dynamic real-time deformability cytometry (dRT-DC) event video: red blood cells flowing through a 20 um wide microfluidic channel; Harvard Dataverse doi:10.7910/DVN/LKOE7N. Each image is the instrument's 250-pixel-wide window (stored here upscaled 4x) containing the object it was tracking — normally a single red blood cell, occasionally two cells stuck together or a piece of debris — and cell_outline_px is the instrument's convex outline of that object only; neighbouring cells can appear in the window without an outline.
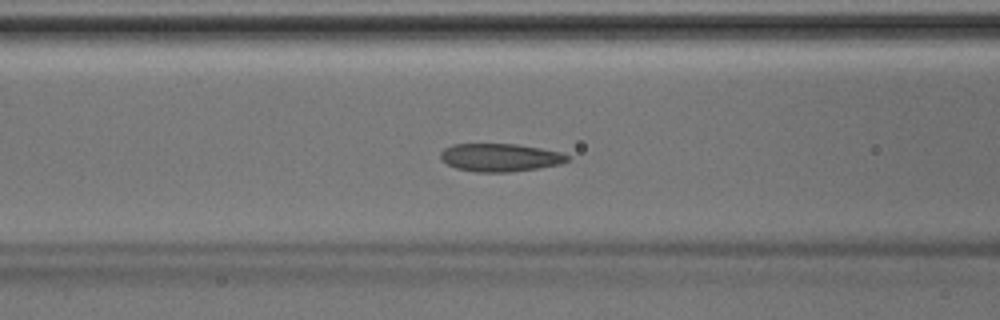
{"species": "Egyptian fruit bat (a non-hibernating species)", "species_latin": "Rousettus aegyptiacus", "temperature_condition": "room temperature", "stored_images_in_passage": 33, "camera_frame_rate_fps": 3000, "um_per_image_px": 0.085, "animal": {"sex": "male"}, "frame": {"image": 1, "passage_image": 6, "time_ms": 1.667, "image_size_px": [1000, 320], "cell_outline_px": [[568, 160], [560, 164], [536, 168], [508, 172], [476, 172], [456, 168], [440, 160], [440, 152], [444, 148], [452, 144], [516, 144], [540, 148], [560, 152], [568, 156]], "centroid_in_image_um": [42.45, 13.38], "position_along_channel_um": 124.1, "area_um2": 20.58}}
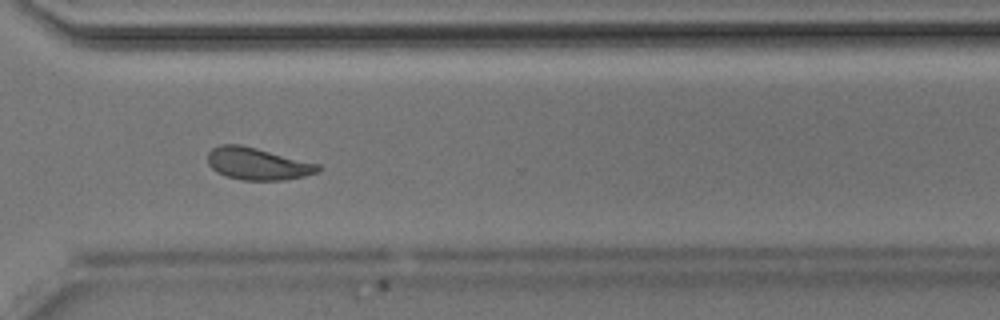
{"frame": {"image": 2, "passage_image": 21, "time_ms": 6.667, "image_size_px": [1000, 320], "cell_outline_px": [[320, 168], [316, 172], [304, 176], [284, 180], [240, 180], [216, 172], [208, 164], [208, 152], [212, 148], [220, 144], [240, 144], [320, 164]], "centroid_in_image_um": [21.86, 13.91], "position_along_channel_um": 348.7, "area_um2": 20.58}}
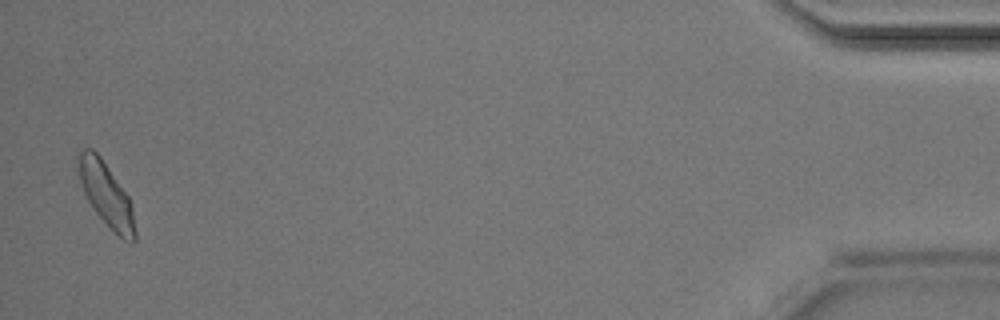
{"frame": {"image": 3, "passage_image": 32, "time_ms": 10.333, "image_size_px": [1000, 320], "cell_outline_px": [[136, 240], [124, 240], [96, 212], [88, 200], [84, 192], [80, 180], [80, 152], [84, 148], [92, 148], [100, 156], [128, 196], [132, 204], [136, 232]], "centroid_in_image_um": [9.07, 16.54], "position_along_channel_um": 426.1, "area_um2": 20.11}}